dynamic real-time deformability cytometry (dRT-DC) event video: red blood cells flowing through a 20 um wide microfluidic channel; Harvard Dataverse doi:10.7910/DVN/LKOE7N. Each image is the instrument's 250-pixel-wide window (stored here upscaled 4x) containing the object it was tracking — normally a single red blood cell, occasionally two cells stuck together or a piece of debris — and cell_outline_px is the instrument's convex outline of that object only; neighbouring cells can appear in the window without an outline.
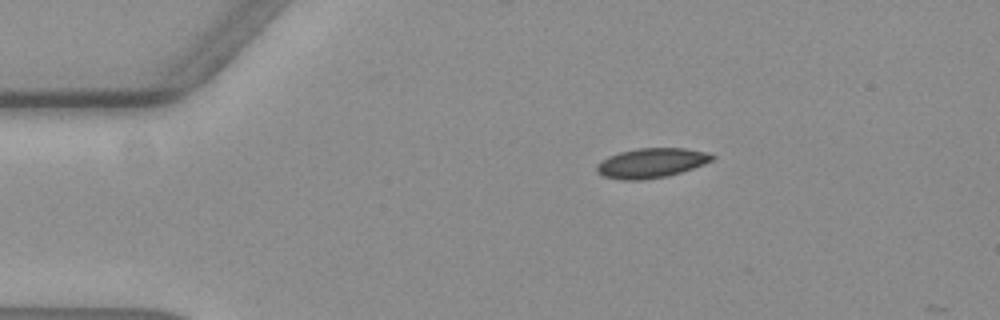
{"species": "common noctule bat (a hibernating species)", "species_latin": "Nyctalus noctula", "temperature_condition": "warm", "stored_images_in_passage": 4, "camera_frame_rate_fps": 3000, "um_per_image_px": 0.085, "animal": {"sex": "female", "body_mass_g": 19.3, "forearm_length_mm": 54.1}, "frame": {"image": 1, "passage_image": 1, "time_ms": 0.0, "image_size_px": [1000, 320], "cell_outline_px": [[716, 156], [712, 160], [704, 164], [680, 172], [664, 176], [644, 180], [620, 180], [604, 176], [596, 172], [596, 164], [608, 156], [620, 152], [636, 148], [684, 148], [704, 152]], "centroid_in_image_um": [55.31, 13.85], "position_along_channel_um": 29.7, "area_um2": 19.83}}